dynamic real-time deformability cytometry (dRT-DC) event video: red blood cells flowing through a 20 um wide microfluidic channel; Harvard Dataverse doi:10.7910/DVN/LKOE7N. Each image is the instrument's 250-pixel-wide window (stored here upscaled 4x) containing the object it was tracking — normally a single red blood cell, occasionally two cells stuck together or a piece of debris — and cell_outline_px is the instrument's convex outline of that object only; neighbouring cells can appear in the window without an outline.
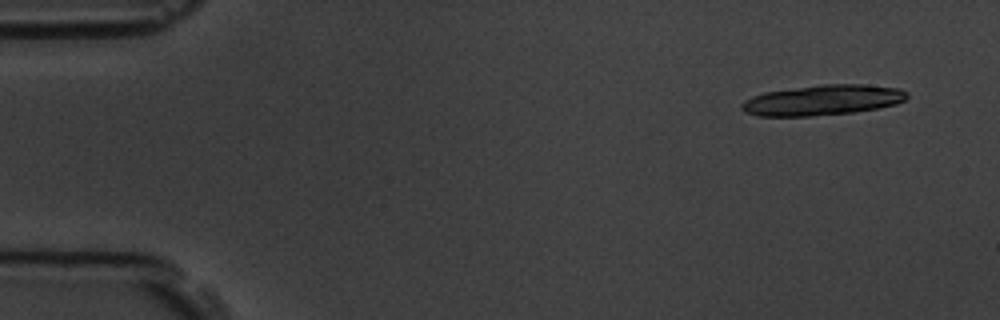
{"species": "common noctule bat (a hibernating species)", "species_latin": "Nyctalus noctula", "temperature_condition": "room temperature", "stored_images_in_passage": 15, "camera_frame_rate_fps": 3000, "um_per_image_px": 0.085, "animal": {"sex": "male", "body_mass_g": 19.5, "forearm_length_mm": 54.6}, "frame": {"image": 1, "passage_image": 1, "time_ms": 0.0, "image_size_px": [1000, 320], "cell_outline_px": [[908, 96], [904, 100], [896, 104], [876, 108], [852, 112], [812, 116], [760, 116], [748, 112], [740, 108], [740, 104], [744, 100], [752, 96], [764, 92], [824, 84], [860, 84], [900, 88], [908, 92]], "centroid_in_image_um": [69.93, 8.5], "position_along_channel_um": 15.1, "area_um2": 29.07}}
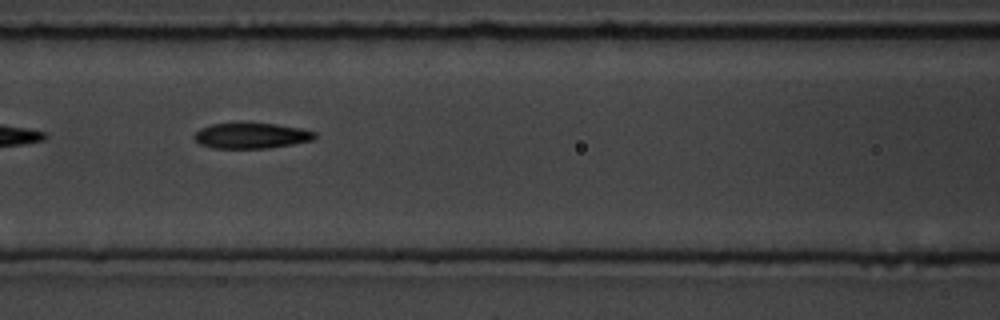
{"frame": {"image": 2, "passage_image": 7, "time_ms": 6.667, "image_size_px": [1000, 320], "cell_outline_px": [[316, 136], [312, 140], [292, 144], [268, 148], [212, 148], [200, 144], [192, 136], [200, 128], [212, 124], [276, 124], [300, 128], [316, 132]], "centroid_in_image_um": [21.35, 11.54], "position_along_channel_um": 145.3, "area_um2": 17.69}}
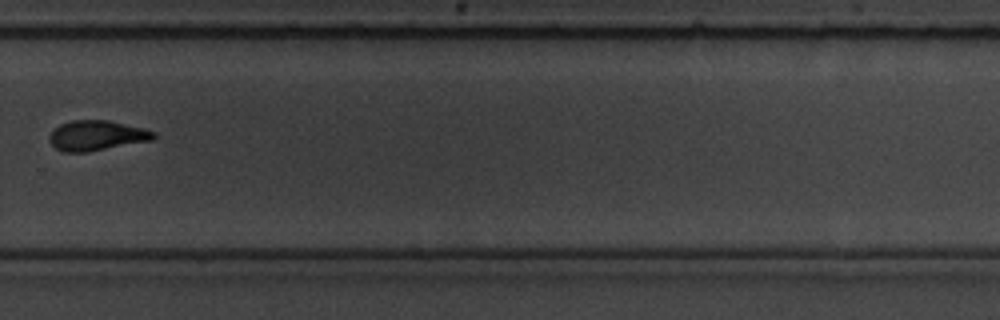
{"frame": {"image": 3, "passage_image": 11, "time_ms": 11.333, "image_size_px": [1000, 320], "cell_outline_px": [[156, 136], [152, 140], [88, 152], [64, 152], [56, 148], [48, 140], [48, 136], [60, 124], [72, 120], [108, 120], [144, 128], [156, 132]], "centroid_in_image_um": [8.22, 11.52], "position_along_channel_um": 321.6, "area_um2": 18.26}, "authors_computed_cell_mechanics": {"area_um2": 18.3226, "velocity_mm_per_s": 3.7941, "shape_relaxation_time_tau1_ms": 3.0337, "shape_relaxation_time_tau2_ms": 2.9066, "deformation_change_tau1": 0.125, "deformation_change_tau2": 0.0966}}